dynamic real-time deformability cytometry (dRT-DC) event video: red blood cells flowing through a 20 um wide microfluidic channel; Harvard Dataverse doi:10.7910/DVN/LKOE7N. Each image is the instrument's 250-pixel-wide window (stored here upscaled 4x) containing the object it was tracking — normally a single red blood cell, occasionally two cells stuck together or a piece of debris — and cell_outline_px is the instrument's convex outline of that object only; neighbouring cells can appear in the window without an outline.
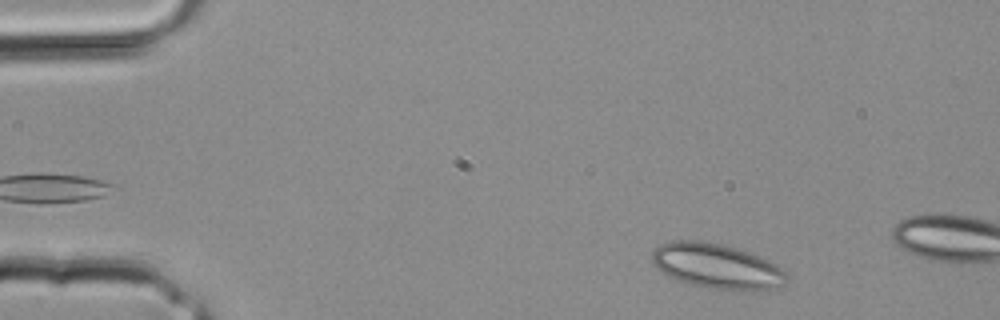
{"species": "common noctule bat (a hibernating species)", "species_latin": "Nyctalus noctula", "temperature_condition": "room temperature", "stored_images_in_passage": 5, "camera_frame_rate_fps": 3000, "um_per_image_px": 0.085, "animal": {"sex": "male", "body_mass_g": 20.4}, "frame": {"image": 1, "passage_image": 1, "time_ms": 0.0, "image_size_px": [1000, 320], "cell_outline_px": [[788, 280], [784, 284], [776, 288], [748, 292], [708, 288], [688, 284], [668, 276], [652, 260], [652, 252], [660, 244], [672, 240], [700, 240], [724, 244], [760, 256], [776, 264], [788, 276]], "centroid_in_image_um": [60.97, 22.64], "position_along_channel_um": 24.0, "area_um2": 35.6}}